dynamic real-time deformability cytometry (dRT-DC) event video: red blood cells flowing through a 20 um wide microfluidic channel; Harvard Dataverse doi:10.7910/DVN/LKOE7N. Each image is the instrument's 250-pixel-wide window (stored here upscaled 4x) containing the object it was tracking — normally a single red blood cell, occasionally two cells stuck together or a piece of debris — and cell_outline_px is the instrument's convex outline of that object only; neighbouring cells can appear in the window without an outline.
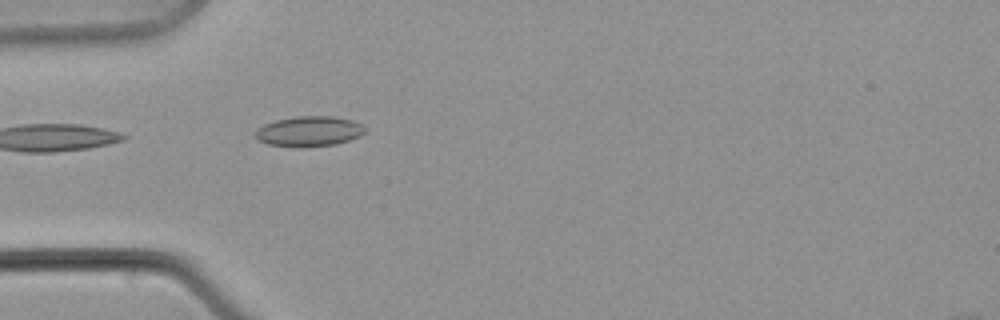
{"species": "common noctule bat (a hibernating species)", "species_latin": "Nyctalus noctula", "temperature_condition": "warm", "stored_images_in_passage": 8, "camera_frame_rate_fps": 3000, "um_per_image_px": 0.085, "animal": {"sex": "male", "body_mass_g": 21.5, "forearm_length_mm": 52.0}, "frame": {"image": 1, "passage_image": 8, "time_ms": 8.333, "image_size_px": [1000, 320], "cell_outline_px": [[368, 132], [360, 136], [336, 144], [268, 144], [256, 140], [256, 128], [264, 124], [276, 120], [296, 116], [332, 116], [352, 120], [360, 124]], "centroid_in_image_um": [26.29, 11.11], "position_along_channel_um": 58.7, "area_um2": 18.5}}